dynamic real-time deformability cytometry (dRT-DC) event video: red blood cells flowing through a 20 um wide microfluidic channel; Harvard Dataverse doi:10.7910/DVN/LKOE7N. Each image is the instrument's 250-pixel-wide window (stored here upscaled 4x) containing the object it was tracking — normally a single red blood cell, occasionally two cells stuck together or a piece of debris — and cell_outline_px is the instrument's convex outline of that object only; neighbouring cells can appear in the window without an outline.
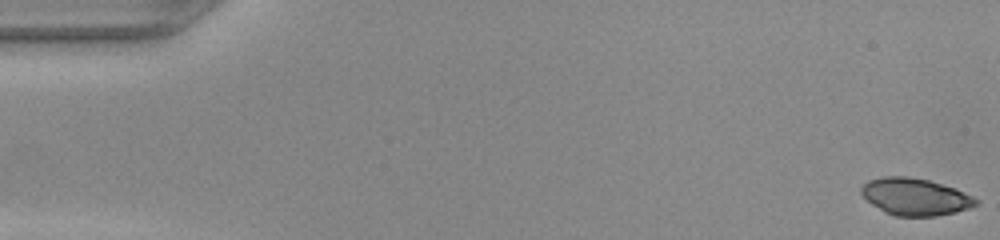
{"species": "common noctule bat (a hibernating species)", "species_latin": "Nyctalus noctula", "temperature_condition": "warm", "stored_images_in_passage": 50, "camera_frame_rate_fps": 3000, "um_per_image_px": 0.085, "animal": {"sex": "female", "body_mass_g": 22.0, "forearm_length_mm": 56.7}, "frame": {"image": 1, "passage_image": 1, "time_ms": 0.0, "image_size_px": [1000, 240], "cell_outline_px": [[980, 204], [956, 212], [936, 216], [892, 216], [884, 212], [872, 204], [860, 192], [860, 188], [868, 180], [884, 176], [904, 176], [928, 180], [956, 188], [980, 200]], "centroid_in_image_um": [77.81, 16.73], "position_along_channel_um": 7.2, "area_um2": 24.85}}
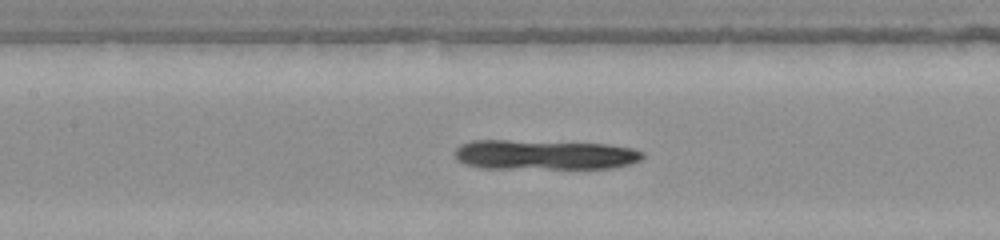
{"frame": {"image": 2, "passage_image": 23, "time_ms": 7.333, "image_size_px": [1000, 240], "cell_outline_px": [[644, 156], [640, 160], [632, 164], [612, 168], [476, 168], [464, 164], [456, 160], [452, 156], [452, 152], [460, 144], [472, 140], [508, 140], [608, 144], [632, 148], [644, 152]], "centroid_in_image_um": [46.21, 13.16], "position_along_channel_um": 161.2, "area_um2": 33.12}}
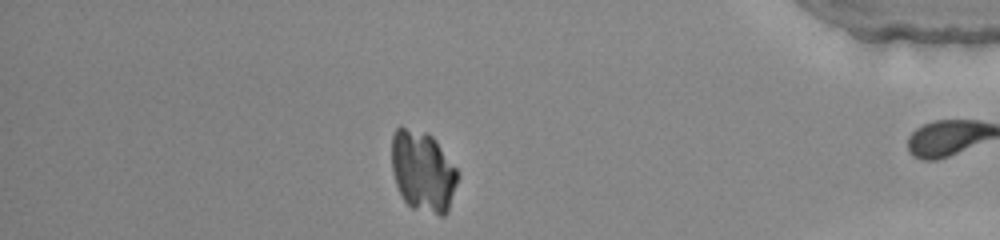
{"frame": {"image": 3, "passage_image": 43, "time_ms": 14.0, "image_size_px": [1000, 240], "cell_outline_px": [[456, 184], [448, 212], [444, 216], [440, 216], [412, 208], [404, 200], [396, 184], [392, 172], [392, 136], [396, 128], [400, 124], [428, 132], [436, 140], [456, 168]], "centroid_in_image_um": [35.91, 14.52], "position_along_channel_um": 399.3, "area_um2": 31.33}}